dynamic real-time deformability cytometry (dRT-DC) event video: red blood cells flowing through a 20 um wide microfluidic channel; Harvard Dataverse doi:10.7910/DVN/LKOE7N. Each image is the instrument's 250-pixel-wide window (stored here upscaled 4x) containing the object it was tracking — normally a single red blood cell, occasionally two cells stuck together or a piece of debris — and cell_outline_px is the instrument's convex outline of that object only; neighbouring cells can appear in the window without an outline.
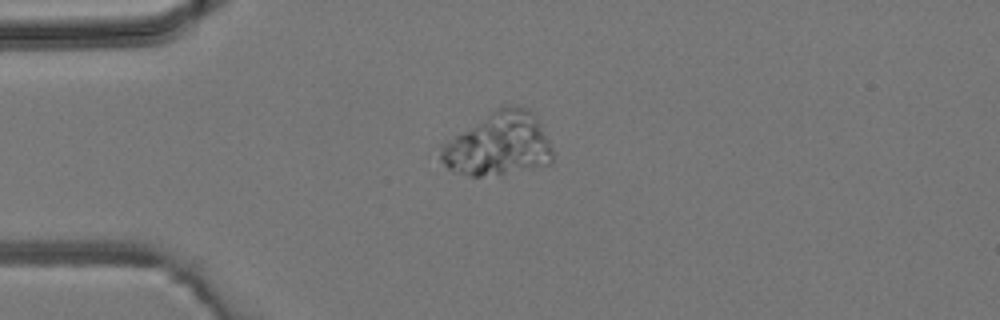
{"species": "common noctule bat (a hibernating species)", "species_latin": "Nyctalus noctula", "temperature_condition": "room temperature", "stored_images_in_passage": 3, "camera_frame_rate_fps": 3000, "um_per_image_px": 0.085, "animal": {"sex": "male", "body_mass_g": 19.2, "forearm_length_mm": 51.8}, "frame": {"image": 1, "passage_image": 2, "time_ms": 2.0, "image_size_px": [1000, 320], "cell_outline_px": [[552, 164], [500, 176], [468, 176], [452, 172], [428, 152], [440, 144], [496, 108], [512, 104], [516, 104], [532, 108], [552, 148]], "centroid_in_image_um": [42.27, 12.29], "position_along_channel_um": 42.7, "area_um2": 42.95}}